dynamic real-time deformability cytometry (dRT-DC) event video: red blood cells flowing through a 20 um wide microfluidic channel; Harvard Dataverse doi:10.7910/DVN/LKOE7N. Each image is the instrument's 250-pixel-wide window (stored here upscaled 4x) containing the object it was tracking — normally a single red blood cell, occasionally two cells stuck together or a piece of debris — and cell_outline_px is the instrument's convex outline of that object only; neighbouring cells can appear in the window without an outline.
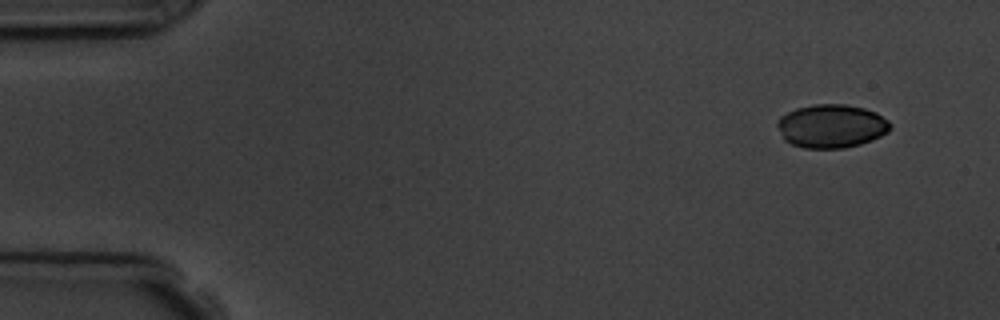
{"species": "common noctule bat (a hibernating species)", "species_latin": "Nyctalus noctula", "temperature_condition": "room temperature", "stored_images_in_passage": 5, "camera_frame_rate_fps": 3000, "um_per_image_px": 0.085, "animal": {"sex": "male", "body_mass_g": 19.5, "forearm_length_mm": 54.6}, "frame": {"image": 1, "passage_image": 1, "time_ms": 0.0, "image_size_px": [1000, 320], "cell_outline_px": [[892, 128], [888, 132], [872, 140], [860, 144], [844, 148], [804, 148], [792, 144], [784, 140], [776, 124], [776, 120], [780, 116], [796, 108], [816, 104], [844, 104], [864, 108], [876, 112], [888, 120], [892, 124]], "centroid_in_image_um": [70.67, 10.71], "position_along_channel_um": 14.3, "area_um2": 28.78}}